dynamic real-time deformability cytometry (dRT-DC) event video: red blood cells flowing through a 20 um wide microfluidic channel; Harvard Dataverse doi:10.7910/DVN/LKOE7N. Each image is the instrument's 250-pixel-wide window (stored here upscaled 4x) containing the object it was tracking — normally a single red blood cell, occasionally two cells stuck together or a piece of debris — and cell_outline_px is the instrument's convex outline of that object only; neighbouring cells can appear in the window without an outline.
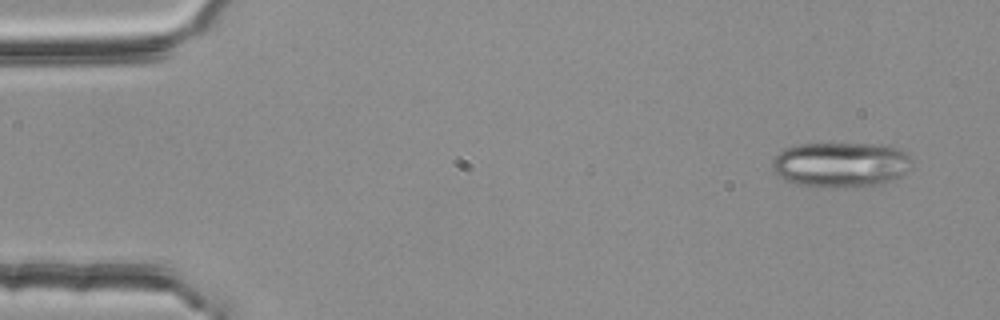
{"species": "common noctule bat (a hibernating species)", "species_latin": "Nyctalus noctula", "temperature_condition": "room temperature", "stored_images_in_passage": 3, "camera_frame_rate_fps": 3000, "um_per_image_px": 0.085, "animal": {"sex": "female", "body_mass_g": 25.1}, "frame": {"image": 1, "passage_image": 1, "time_ms": 0.0, "image_size_px": [1000, 320], "cell_outline_px": [[912, 160], [904, 172], [900, 176], [884, 184], [796, 184], [784, 180], [772, 168], [772, 160], [784, 148], [792, 144], [888, 144], [900, 148]], "centroid_in_image_um": [71.46, 13.92], "position_along_channel_um": 13.5, "area_um2": 35.6}}